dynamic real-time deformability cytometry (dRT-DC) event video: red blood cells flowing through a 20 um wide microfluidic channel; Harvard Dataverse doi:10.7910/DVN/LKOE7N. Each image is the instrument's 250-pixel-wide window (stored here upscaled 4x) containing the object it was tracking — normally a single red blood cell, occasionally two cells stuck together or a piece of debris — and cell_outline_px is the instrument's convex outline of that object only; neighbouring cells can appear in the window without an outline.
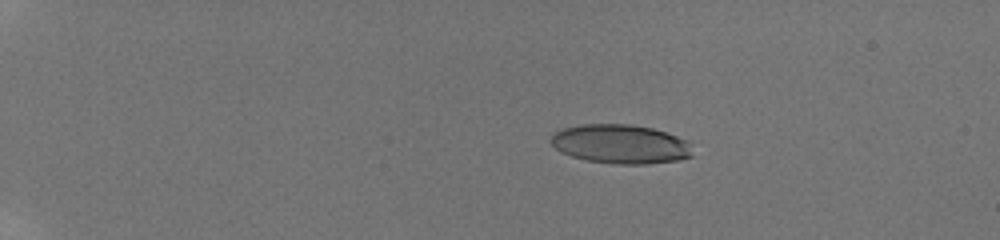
{"species": "human", "species_latin": "Homo sapiens", "temperature_condition": "room temperature", "stored_images_in_passage": 34, "camera_frame_rate_fps": 3000, "um_per_image_px": 0.085, "donor": {"sex": "male"}, "frame": {"image": 1, "passage_image": 7, "time_ms": 3.667, "image_size_px": [1000, 240], "cell_outline_px": [[692, 156], [680, 160], [648, 164], [612, 164], [588, 160], [572, 156], [560, 152], [548, 140], [560, 128], [580, 124], [632, 124], [652, 128], [692, 140]], "centroid_in_image_um": [52.79, 12.24], "position_along_channel_um": 32.2, "area_um2": 32.83}}
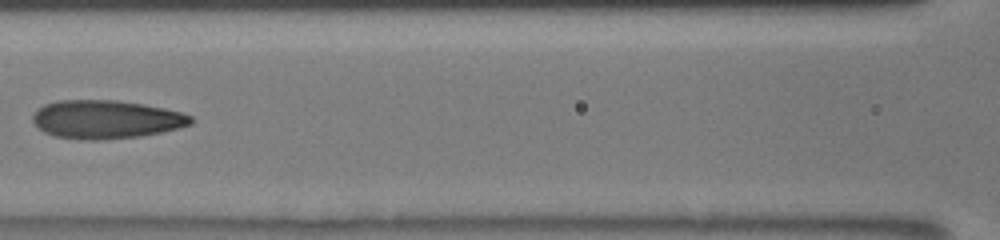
{"frame": {"image": 2, "passage_image": 19, "time_ms": 9.667, "image_size_px": [1000, 240], "cell_outline_px": [[196, 120], [192, 124], [180, 128], [140, 136], [100, 140], [84, 140], [56, 136], [44, 132], [32, 120], [32, 116], [36, 108], [44, 104], [56, 100], [116, 100], [144, 104], [164, 108], [180, 112], [192, 116]], "centroid_in_image_um": [9.02, 10.14], "position_along_channel_um": 157.6, "area_um2": 35.6}}
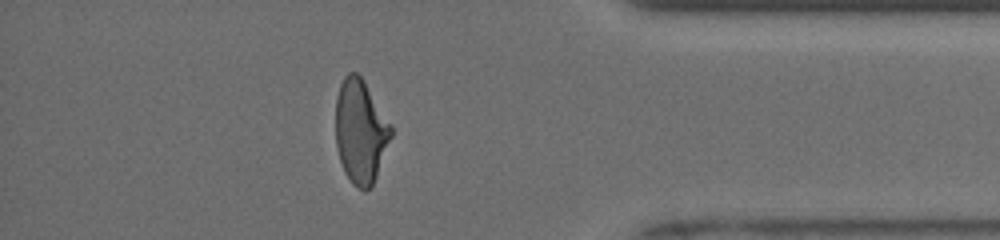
{"frame": {"image": 3, "passage_image": 31, "time_ms": 16.333, "image_size_px": [1000, 240], "cell_outline_px": [[392, 136], [376, 176], [372, 184], [364, 192], [356, 188], [352, 184], [344, 172], [340, 160], [336, 144], [336, 96], [340, 84], [344, 76], [348, 72], [356, 72], [364, 80], [392, 128]], "centroid_in_image_um": [30.62, 11.17], "position_along_channel_um": 404.6, "area_um2": 33.29}, "authors_computed_cell_mechanics": {"area_um2": 33.9286, "velocity_mm_per_s": 3.9714, "shape_relaxation_time_tau1_ms": 6.0419, "shape_relaxation_time_tau2_ms": 1.3598, "deformation_change_tau1": 0.2063, "deformation_change_tau2": 0.0974}}